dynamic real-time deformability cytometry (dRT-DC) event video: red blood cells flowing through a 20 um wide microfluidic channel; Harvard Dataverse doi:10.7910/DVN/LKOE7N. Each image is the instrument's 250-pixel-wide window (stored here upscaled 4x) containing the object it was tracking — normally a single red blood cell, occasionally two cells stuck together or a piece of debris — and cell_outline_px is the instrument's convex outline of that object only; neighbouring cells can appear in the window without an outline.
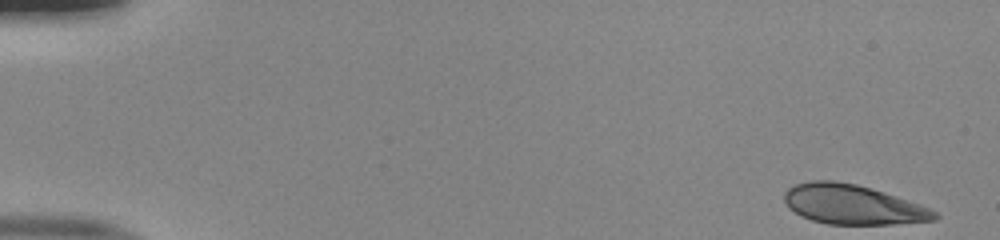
{"species": "human", "species_latin": "Homo sapiens", "temperature_condition": "room temperature", "stored_images_in_passage": 50, "camera_frame_rate_fps": 3000, "um_per_image_px": 0.085, "donor": {"sex": "male"}, "frame": {"image": 1, "passage_image": 1, "time_ms": 0.0, "image_size_px": [1000, 240], "cell_outline_px": [[940, 216], [936, 220], [892, 224], [828, 224], [812, 220], [800, 216], [788, 208], [784, 200], [784, 192], [788, 188], [796, 184], [812, 180], [832, 180], [856, 184], [872, 188], [920, 204], [936, 212]], "centroid_in_image_um": [72.46, 17.38], "position_along_channel_um": 12.5, "area_um2": 34.74}}
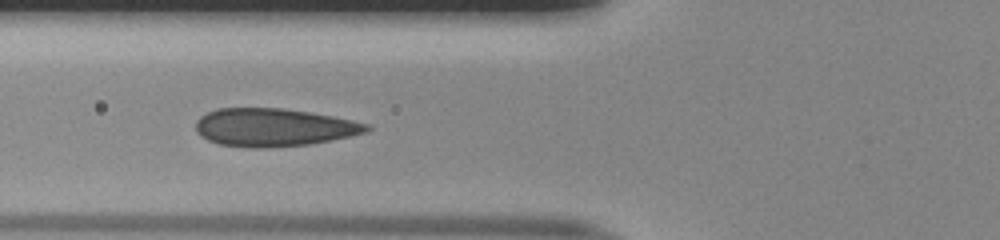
{"frame": {"image": 2, "passage_image": 19, "time_ms": 6.0, "image_size_px": [1000, 240], "cell_outline_px": [[372, 128], [368, 132], [352, 136], [332, 140], [308, 144], [272, 148], [252, 148], [220, 144], [208, 140], [200, 136], [196, 132], [196, 120], [200, 116], [216, 108], [284, 108], [332, 116], [352, 120], [368, 124]], "centroid_in_image_um": [23.26, 10.83], "position_along_channel_um": 102.5, "area_um2": 38.03}}
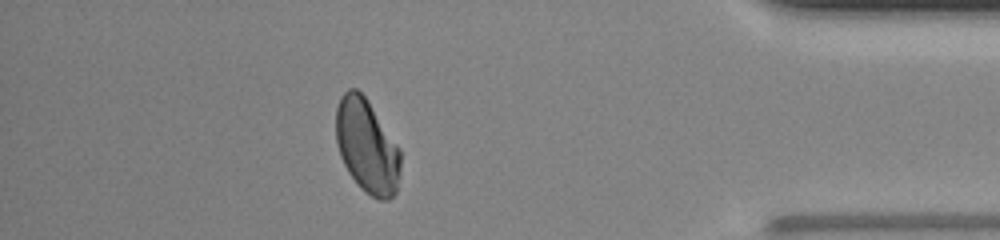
{"frame": {"image": 3, "passage_image": 44, "time_ms": 14.333, "image_size_px": [1000, 240], "cell_outline_px": [[400, 172], [396, 192], [388, 200], [380, 200], [364, 192], [360, 188], [348, 172], [340, 156], [336, 144], [336, 108], [340, 96], [348, 88], [356, 88], [368, 100], [400, 148]], "centroid_in_image_um": [31.18, 12.42], "position_along_channel_um": 404.0, "area_um2": 35.55}, "authors_computed_cell_mechanics": {"area_um2": 36.703, "velocity_mm_per_s": 4.033, "shape_relaxation_time_tau1_ms": 7.9368, "shape_relaxation_time_tau2_ms": null, "deformation_change_tau1": 0.194, "deformation_change_tau2": null}}